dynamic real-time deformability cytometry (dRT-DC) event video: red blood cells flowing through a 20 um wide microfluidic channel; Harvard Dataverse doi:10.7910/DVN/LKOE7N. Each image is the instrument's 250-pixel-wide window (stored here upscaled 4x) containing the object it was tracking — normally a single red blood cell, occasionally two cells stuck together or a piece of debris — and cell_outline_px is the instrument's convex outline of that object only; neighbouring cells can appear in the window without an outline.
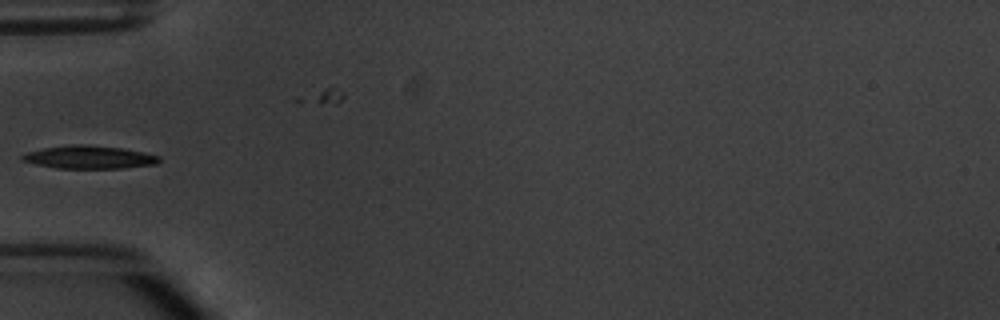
{"species": "common noctule bat (a hibernating species)", "species_latin": "Nyctalus noctula", "temperature_condition": "warm", "stored_images_in_passage": 7, "camera_frame_rate_fps": 3000, "um_per_image_px": 0.085, "animal": {"sex": "male", "body_mass_g": 20.1, "forearm_length_mm": 53.5}, "frame": {"image": 1, "passage_image": 4, "time_ms": 4.333, "image_size_px": [1000, 320], "cell_outline_px": [[160, 160], [156, 164], [120, 168], [56, 168], [36, 164], [24, 160], [20, 156], [28, 152], [44, 148], [72, 144], [88, 144], [124, 148], [144, 152], [160, 156]], "centroid_in_image_um": [7.62, 13.35], "position_along_channel_um": 77.4, "area_um2": 18.26}}